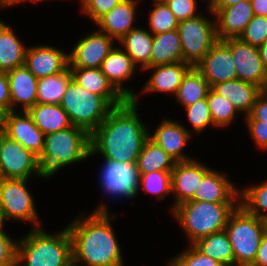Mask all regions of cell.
<instances>
[{
  "mask_svg": "<svg viewBox=\"0 0 267 266\" xmlns=\"http://www.w3.org/2000/svg\"><path fill=\"white\" fill-rule=\"evenodd\" d=\"M195 67L211 88L215 84L237 79L230 51V38L218 40Z\"/></svg>",
  "mask_w": 267,
  "mask_h": 266,
  "instance_id": "5bb4252c",
  "label": "cell"
},
{
  "mask_svg": "<svg viewBox=\"0 0 267 266\" xmlns=\"http://www.w3.org/2000/svg\"><path fill=\"white\" fill-rule=\"evenodd\" d=\"M11 111L9 80L6 72H0V114Z\"/></svg>",
  "mask_w": 267,
  "mask_h": 266,
  "instance_id": "7dc6e473",
  "label": "cell"
},
{
  "mask_svg": "<svg viewBox=\"0 0 267 266\" xmlns=\"http://www.w3.org/2000/svg\"><path fill=\"white\" fill-rule=\"evenodd\" d=\"M185 109L188 120L197 134L203 131L208 125L213 124L207 97L195 102L193 105L185 107Z\"/></svg>",
  "mask_w": 267,
  "mask_h": 266,
  "instance_id": "ab89813d",
  "label": "cell"
},
{
  "mask_svg": "<svg viewBox=\"0 0 267 266\" xmlns=\"http://www.w3.org/2000/svg\"><path fill=\"white\" fill-rule=\"evenodd\" d=\"M254 15L267 17V0H250Z\"/></svg>",
  "mask_w": 267,
  "mask_h": 266,
  "instance_id": "681fc988",
  "label": "cell"
},
{
  "mask_svg": "<svg viewBox=\"0 0 267 266\" xmlns=\"http://www.w3.org/2000/svg\"><path fill=\"white\" fill-rule=\"evenodd\" d=\"M176 161L160 146L148 138L137 159V170L140 174L151 171H172Z\"/></svg>",
  "mask_w": 267,
  "mask_h": 266,
  "instance_id": "1f68e13d",
  "label": "cell"
},
{
  "mask_svg": "<svg viewBox=\"0 0 267 266\" xmlns=\"http://www.w3.org/2000/svg\"><path fill=\"white\" fill-rule=\"evenodd\" d=\"M224 230L232 245L235 264L250 266L266 232L265 221L248 213L238 204Z\"/></svg>",
  "mask_w": 267,
  "mask_h": 266,
  "instance_id": "8992f818",
  "label": "cell"
},
{
  "mask_svg": "<svg viewBox=\"0 0 267 266\" xmlns=\"http://www.w3.org/2000/svg\"><path fill=\"white\" fill-rule=\"evenodd\" d=\"M135 65L131 57L122 49L113 47L101 64L104 73L113 87L122 94L126 100L137 103V96L133 91L123 87L121 84L131 77L135 71Z\"/></svg>",
  "mask_w": 267,
  "mask_h": 266,
  "instance_id": "d6986e66",
  "label": "cell"
},
{
  "mask_svg": "<svg viewBox=\"0 0 267 266\" xmlns=\"http://www.w3.org/2000/svg\"><path fill=\"white\" fill-rule=\"evenodd\" d=\"M196 3V0H168L166 2L170 11L174 14L179 22L198 16L195 14L197 7Z\"/></svg>",
  "mask_w": 267,
  "mask_h": 266,
  "instance_id": "7bdbcfd3",
  "label": "cell"
},
{
  "mask_svg": "<svg viewBox=\"0 0 267 266\" xmlns=\"http://www.w3.org/2000/svg\"><path fill=\"white\" fill-rule=\"evenodd\" d=\"M250 266H267V232L263 235L256 258Z\"/></svg>",
  "mask_w": 267,
  "mask_h": 266,
  "instance_id": "c3c4849f",
  "label": "cell"
},
{
  "mask_svg": "<svg viewBox=\"0 0 267 266\" xmlns=\"http://www.w3.org/2000/svg\"><path fill=\"white\" fill-rule=\"evenodd\" d=\"M210 169L191 158L188 161L176 162L171 171L172 193L176 195L174 207L193 198L203 176Z\"/></svg>",
  "mask_w": 267,
  "mask_h": 266,
  "instance_id": "e0dca14e",
  "label": "cell"
},
{
  "mask_svg": "<svg viewBox=\"0 0 267 266\" xmlns=\"http://www.w3.org/2000/svg\"><path fill=\"white\" fill-rule=\"evenodd\" d=\"M168 266H224L207 255L202 254L193 244L180 255H176Z\"/></svg>",
  "mask_w": 267,
  "mask_h": 266,
  "instance_id": "60d3db41",
  "label": "cell"
},
{
  "mask_svg": "<svg viewBox=\"0 0 267 266\" xmlns=\"http://www.w3.org/2000/svg\"><path fill=\"white\" fill-rule=\"evenodd\" d=\"M32 173L44 177L38 157L0 131V178L28 179Z\"/></svg>",
  "mask_w": 267,
  "mask_h": 266,
  "instance_id": "30bf717a",
  "label": "cell"
},
{
  "mask_svg": "<svg viewBox=\"0 0 267 266\" xmlns=\"http://www.w3.org/2000/svg\"><path fill=\"white\" fill-rule=\"evenodd\" d=\"M122 0H81L82 12L87 14L94 22L108 13Z\"/></svg>",
  "mask_w": 267,
  "mask_h": 266,
  "instance_id": "b9f144b4",
  "label": "cell"
},
{
  "mask_svg": "<svg viewBox=\"0 0 267 266\" xmlns=\"http://www.w3.org/2000/svg\"><path fill=\"white\" fill-rule=\"evenodd\" d=\"M216 16L218 40L239 38L245 27L254 17L250 1H241L225 8H209Z\"/></svg>",
  "mask_w": 267,
  "mask_h": 266,
  "instance_id": "ac0fdd59",
  "label": "cell"
},
{
  "mask_svg": "<svg viewBox=\"0 0 267 266\" xmlns=\"http://www.w3.org/2000/svg\"><path fill=\"white\" fill-rule=\"evenodd\" d=\"M150 67L183 61L178 30L153 35Z\"/></svg>",
  "mask_w": 267,
  "mask_h": 266,
  "instance_id": "4316f807",
  "label": "cell"
},
{
  "mask_svg": "<svg viewBox=\"0 0 267 266\" xmlns=\"http://www.w3.org/2000/svg\"><path fill=\"white\" fill-rule=\"evenodd\" d=\"M240 191L222 173L210 169L202 178L191 200L212 203H238Z\"/></svg>",
  "mask_w": 267,
  "mask_h": 266,
  "instance_id": "ffe728a7",
  "label": "cell"
},
{
  "mask_svg": "<svg viewBox=\"0 0 267 266\" xmlns=\"http://www.w3.org/2000/svg\"><path fill=\"white\" fill-rule=\"evenodd\" d=\"M190 137L189 131L177 121L164 120L153 135L149 134V138L168 153L176 162L191 160L183 155L184 149Z\"/></svg>",
  "mask_w": 267,
  "mask_h": 266,
  "instance_id": "cb8c5ba5",
  "label": "cell"
},
{
  "mask_svg": "<svg viewBox=\"0 0 267 266\" xmlns=\"http://www.w3.org/2000/svg\"><path fill=\"white\" fill-rule=\"evenodd\" d=\"M104 204L83 220L79 216L67 226L72 239V263L86 266H123L121 249L111 227L112 214Z\"/></svg>",
  "mask_w": 267,
  "mask_h": 266,
  "instance_id": "7a4b0ae2",
  "label": "cell"
},
{
  "mask_svg": "<svg viewBox=\"0 0 267 266\" xmlns=\"http://www.w3.org/2000/svg\"><path fill=\"white\" fill-rule=\"evenodd\" d=\"M239 198L242 199L239 205L248 213L263 221L267 220V182L240 191ZM260 209L265 212H261Z\"/></svg>",
  "mask_w": 267,
  "mask_h": 266,
  "instance_id": "e575fe53",
  "label": "cell"
},
{
  "mask_svg": "<svg viewBox=\"0 0 267 266\" xmlns=\"http://www.w3.org/2000/svg\"><path fill=\"white\" fill-rule=\"evenodd\" d=\"M153 34L145 29L134 28L124 35L120 40L125 52L131 57L133 63L139 64L145 69L150 67Z\"/></svg>",
  "mask_w": 267,
  "mask_h": 266,
  "instance_id": "f546056e",
  "label": "cell"
},
{
  "mask_svg": "<svg viewBox=\"0 0 267 266\" xmlns=\"http://www.w3.org/2000/svg\"><path fill=\"white\" fill-rule=\"evenodd\" d=\"M18 114L10 111L2 115L1 132L39 158L44 149L45 134L35 125L28 112Z\"/></svg>",
  "mask_w": 267,
  "mask_h": 266,
  "instance_id": "4fadbf2b",
  "label": "cell"
},
{
  "mask_svg": "<svg viewBox=\"0 0 267 266\" xmlns=\"http://www.w3.org/2000/svg\"><path fill=\"white\" fill-rule=\"evenodd\" d=\"M71 80L69 67L62 73L38 79L36 103L60 104Z\"/></svg>",
  "mask_w": 267,
  "mask_h": 266,
  "instance_id": "836d02e7",
  "label": "cell"
},
{
  "mask_svg": "<svg viewBox=\"0 0 267 266\" xmlns=\"http://www.w3.org/2000/svg\"><path fill=\"white\" fill-rule=\"evenodd\" d=\"M237 206L236 203L189 200L171 209L193 244L200 238L223 231Z\"/></svg>",
  "mask_w": 267,
  "mask_h": 266,
  "instance_id": "5b68a950",
  "label": "cell"
},
{
  "mask_svg": "<svg viewBox=\"0 0 267 266\" xmlns=\"http://www.w3.org/2000/svg\"><path fill=\"white\" fill-rule=\"evenodd\" d=\"M239 39L255 47L261 46L267 40V17L254 15Z\"/></svg>",
  "mask_w": 267,
  "mask_h": 266,
  "instance_id": "f35d334b",
  "label": "cell"
},
{
  "mask_svg": "<svg viewBox=\"0 0 267 266\" xmlns=\"http://www.w3.org/2000/svg\"><path fill=\"white\" fill-rule=\"evenodd\" d=\"M155 8L150 13V27L152 34H160L172 30H177L179 21L170 11L166 3L155 4Z\"/></svg>",
  "mask_w": 267,
  "mask_h": 266,
  "instance_id": "74e56055",
  "label": "cell"
},
{
  "mask_svg": "<svg viewBox=\"0 0 267 266\" xmlns=\"http://www.w3.org/2000/svg\"><path fill=\"white\" fill-rule=\"evenodd\" d=\"M29 179L0 178V214L4 220L31 221L38 228L36 207L26 182Z\"/></svg>",
  "mask_w": 267,
  "mask_h": 266,
  "instance_id": "9c48e42d",
  "label": "cell"
},
{
  "mask_svg": "<svg viewBox=\"0 0 267 266\" xmlns=\"http://www.w3.org/2000/svg\"><path fill=\"white\" fill-rule=\"evenodd\" d=\"M155 4L166 3L168 0H154Z\"/></svg>",
  "mask_w": 267,
  "mask_h": 266,
  "instance_id": "11a10c76",
  "label": "cell"
},
{
  "mask_svg": "<svg viewBox=\"0 0 267 266\" xmlns=\"http://www.w3.org/2000/svg\"><path fill=\"white\" fill-rule=\"evenodd\" d=\"M27 112L45 135L73 126L68 114L60 104L36 103Z\"/></svg>",
  "mask_w": 267,
  "mask_h": 266,
  "instance_id": "83f0119b",
  "label": "cell"
},
{
  "mask_svg": "<svg viewBox=\"0 0 267 266\" xmlns=\"http://www.w3.org/2000/svg\"><path fill=\"white\" fill-rule=\"evenodd\" d=\"M211 87L196 67H191L183 77L176 95L179 103L184 107L207 97Z\"/></svg>",
  "mask_w": 267,
  "mask_h": 266,
  "instance_id": "d6a6232c",
  "label": "cell"
},
{
  "mask_svg": "<svg viewBox=\"0 0 267 266\" xmlns=\"http://www.w3.org/2000/svg\"><path fill=\"white\" fill-rule=\"evenodd\" d=\"M2 115L0 114V131H1Z\"/></svg>",
  "mask_w": 267,
  "mask_h": 266,
  "instance_id": "6f0895ef",
  "label": "cell"
},
{
  "mask_svg": "<svg viewBox=\"0 0 267 266\" xmlns=\"http://www.w3.org/2000/svg\"><path fill=\"white\" fill-rule=\"evenodd\" d=\"M246 122L250 135L257 146L267 149V123L261 120H247Z\"/></svg>",
  "mask_w": 267,
  "mask_h": 266,
  "instance_id": "f6af8a7d",
  "label": "cell"
},
{
  "mask_svg": "<svg viewBox=\"0 0 267 266\" xmlns=\"http://www.w3.org/2000/svg\"><path fill=\"white\" fill-rule=\"evenodd\" d=\"M9 80L11 111H16V103H21L23 111L36 104L38 79L25 66H19L6 72Z\"/></svg>",
  "mask_w": 267,
  "mask_h": 266,
  "instance_id": "7402d4cb",
  "label": "cell"
},
{
  "mask_svg": "<svg viewBox=\"0 0 267 266\" xmlns=\"http://www.w3.org/2000/svg\"><path fill=\"white\" fill-rule=\"evenodd\" d=\"M191 67L190 64L182 61L145 68L144 70L154 69V73L145 84L144 91H163L176 94L184 75Z\"/></svg>",
  "mask_w": 267,
  "mask_h": 266,
  "instance_id": "484cf974",
  "label": "cell"
},
{
  "mask_svg": "<svg viewBox=\"0 0 267 266\" xmlns=\"http://www.w3.org/2000/svg\"><path fill=\"white\" fill-rule=\"evenodd\" d=\"M136 3V0H122L118 3L95 22L100 27L99 31L119 41L136 28L132 25L136 18Z\"/></svg>",
  "mask_w": 267,
  "mask_h": 266,
  "instance_id": "603a6c76",
  "label": "cell"
},
{
  "mask_svg": "<svg viewBox=\"0 0 267 266\" xmlns=\"http://www.w3.org/2000/svg\"><path fill=\"white\" fill-rule=\"evenodd\" d=\"M261 60L263 62L264 68L267 71V40L258 47Z\"/></svg>",
  "mask_w": 267,
  "mask_h": 266,
  "instance_id": "816d5d0a",
  "label": "cell"
},
{
  "mask_svg": "<svg viewBox=\"0 0 267 266\" xmlns=\"http://www.w3.org/2000/svg\"><path fill=\"white\" fill-rule=\"evenodd\" d=\"M101 171L100 181L104 192L114 197H136L140 185V173L136 163L105 160Z\"/></svg>",
  "mask_w": 267,
  "mask_h": 266,
  "instance_id": "8fae6325",
  "label": "cell"
},
{
  "mask_svg": "<svg viewBox=\"0 0 267 266\" xmlns=\"http://www.w3.org/2000/svg\"><path fill=\"white\" fill-rule=\"evenodd\" d=\"M90 153V134L73 125L45 135L44 149L38 162L44 178H47L66 165L88 158Z\"/></svg>",
  "mask_w": 267,
  "mask_h": 266,
  "instance_id": "277c9868",
  "label": "cell"
},
{
  "mask_svg": "<svg viewBox=\"0 0 267 266\" xmlns=\"http://www.w3.org/2000/svg\"><path fill=\"white\" fill-rule=\"evenodd\" d=\"M246 120H261L267 123V89L263 90L255 104L252 107L251 112L246 116Z\"/></svg>",
  "mask_w": 267,
  "mask_h": 266,
  "instance_id": "bcb514c9",
  "label": "cell"
},
{
  "mask_svg": "<svg viewBox=\"0 0 267 266\" xmlns=\"http://www.w3.org/2000/svg\"><path fill=\"white\" fill-rule=\"evenodd\" d=\"M183 62L195 67L218 41L216 22L197 16L180 21L177 28Z\"/></svg>",
  "mask_w": 267,
  "mask_h": 266,
  "instance_id": "ba28073f",
  "label": "cell"
},
{
  "mask_svg": "<svg viewBox=\"0 0 267 266\" xmlns=\"http://www.w3.org/2000/svg\"><path fill=\"white\" fill-rule=\"evenodd\" d=\"M17 242L5 232L0 234V266H17Z\"/></svg>",
  "mask_w": 267,
  "mask_h": 266,
  "instance_id": "ee69618b",
  "label": "cell"
},
{
  "mask_svg": "<svg viewBox=\"0 0 267 266\" xmlns=\"http://www.w3.org/2000/svg\"><path fill=\"white\" fill-rule=\"evenodd\" d=\"M60 106L74 126L83 128L90 135L113 109L102 96L87 91L73 80L69 82Z\"/></svg>",
  "mask_w": 267,
  "mask_h": 266,
  "instance_id": "52a82bcc",
  "label": "cell"
},
{
  "mask_svg": "<svg viewBox=\"0 0 267 266\" xmlns=\"http://www.w3.org/2000/svg\"><path fill=\"white\" fill-rule=\"evenodd\" d=\"M72 80L89 92L102 96L113 108L127 100L106 78L100 68L69 67Z\"/></svg>",
  "mask_w": 267,
  "mask_h": 266,
  "instance_id": "44dd1931",
  "label": "cell"
},
{
  "mask_svg": "<svg viewBox=\"0 0 267 266\" xmlns=\"http://www.w3.org/2000/svg\"><path fill=\"white\" fill-rule=\"evenodd\" d=\"M230 51L237 79L267 89V71L264 68L258 47L230 38Z\"/></svg>",
  "mask_w": 267,
  "mask_h": 266,
  "instance_id": "7c38bea8",
  "label": "cell"
},
{
  "mask_svg": "<svg viewBox=\"0 0 267 266\" xmlns=\"http://www.w3.org/2000/svg\"><path fill=\"white\" fill-rule=\"evenodd\" d=\"M113 38L102 32H93L78 41L69 53V67L100 68L112 50Z\"/></svg>",
  "mask_w": 267,
  "mask_h": 266,
  "instance_id": "9a60e30c",
  "label": "cell"
},
{
  "mask_svg": "<svg viewBox=\"0 0 267 266\" xmlns=\"http://www.w3.org/2000/svg\"><path fill=\"white\" fill-rule=\"evenodd\" d=\"M225 266H249V265H242V264H231V265H225Z\"/></svg>",
  "mask_w": 267,
  "mask_h": 266,
  "instance_id": "9f6ffc18",
  "label": "cell"
},
{
  "mask_svg": "<svg viewBox=\"0 0 267 266\" xmlns=\"http://www.w3.org/2000/svg\"><path fill=\"white\" fill-rule=\"evenodd\" d=\"M137 103L127 100L114 107L90 135V156L100 152L104 160L137 163L149 133L138 116Z\"/></svg>",
  "mask_w": 267,
  "mask_h": 266,
  "instance_id": "6da1fadb",
  "label": "cell"
},
{
  "mask_svg": "<svg viewBox=\"0 0 267 266\" xmlns=\"http://www.w3.org/2000/svg\"><path fill=\"white\" fill-rule=\"evenodd\" d=\"M212 89L219 95L227 98L238 111L251 112L259 94L263 89L240 79L215 84Z\"/></svg>",
  "mask_w": 267,
  "mask_h": 266,
  "instance_id": "d4e9b609",
  "label": "cell"
},
{
  "mask_svg": "<svg viewBox=\"0 0 267 266\" xmlns=\"http://www.w3.org/2000/svg\"><path fill=\"white\" fill-rule=\"evenodd\" d=\"M145 192L156 194L157 199H164L166 194L172 193L171 171H151L140 174V183Z\"/></svg>",
  "mask_w": 267,
  "mask_h": 266,
  "instance_id": "8d00e7d4",
  "label": "cell"
},
{
  "mask_svg": "<svg viewBox=\"0 0 267 266\" xmlns=\"http://www.w3.org/2000/svg\"><path fill=\"white\" fill-rule=\"evenodd\" d=\"M69 266H78V265H75L74 263H71Z\"/></svg>",
  "mask_w": 267,
  "mask_h": 266,
  "instance_id": "680465c9",
  "label": "cell"
},
{
  "mask_svg": "<svg viewBox=\"0 0 267 266\" xmlns=\"http://www.w3.org/2000/svg\"><path fill=\"white\" fill-rule=\"evenodd\" d=\"M22 1H34L37 2L38 0H0V7L9 6L13 4H19Z\"/></svg>",
  "mask_w": 267,
  "mask_h": 266,
  "instance_id": "f5cc1de1",
  "label": "cell"
},
{
  "mask_svg": "<svg viewBox=\"0 0 267 266\" xmlns=\"http://www.w3.org/2000/svg\"><path fill=\"white\" fill-rule=\"evenodd\" d=\"M193 245L224 266L235 264L232 245L225 230L200 238Z\"/></svg>",
  "mask_w": 267,
  "mask_h": 266,
  "instance_id": "4dcf8cb0",
  "label": "cell"
},
{
  "mask_svg": "<svg viewBox=\"0 0 267 266\" xmlns=\"http://www.w3.org/2000/svg\"><path fill=\"white\" fill-rule=\"evenodd\" d=\"M241 1H250V0H211L209 2V8H225L235 5Z\"/></svg>",
  "mask_w": 267,
  "mask_h": 266,
  "instance_id": "f907efd6",
  "label": "cell"
},
{
  "mask_svg": "<svg viewBox=\"0 0 267 266\" xmlns=\"http://www.w3.org/2000/svg\"><path fill=\"white\" fill-rule=\"evenodd\" d=\"M26 51L10 26L0 21V72L24 65Z\"/></svg>",
  "mask_w": 267,
  "mask_h": 266,
  "instance_id": "f1b7e54d",
  "label": "cell"
},
{
  "mask_svg": "<svg viewBox=\"0 0 267 266\" xmlns=\"http://www.w3.org/2000/svg\"><path fill=\"white\" fill-rule=\"evenodd\" d=\"M69 266L72 263V239L68 228L48 234L41 227L33 228L17 242V266Z\"/></svg>",
  "mask_w": 267,
  "mask_h": 266,
  "instance_id": "3957f363",
  "label": "cell"
},
{
  "mask_svg": "<svg viewBox=\"0 0 267 266\" xmlns=\"http://www.w3.org/2000/svg\"><path fill=\"white\" fill-rule=\"evenodd\" d=\"M24 65L37 78L62 73L69 67V54L51 46L27 48Z\"/></svg>",
  "mask_w": 267,
  "mask_h": 266,
  "instance_id": "2e32d148",
  "label": "cell"
},
{
  "mask_svg": "<svg viewBox=\"0 0 267 266\" xmlns=\"http://www.w3.org/2000/svg\"><path fill=\"white\" fill-rule=\"evenodd\" d=\"M207 101L214 126H228L238 112L227 98L219 95L212 88L207 93Z\"/></svg>",
  "mask_w": 267,
  "mask_h": 266,
  "instance_id": "d590c367",
  "label": "cell"
},
{
  "mask_svg": "<svg viewBox=\"0 0 267 266\" xmlns=\"http://www.w3.org/2000/svg\"><path fill=\"white\" fill-rule=\"evenodd\" d=\"M4 218L3 216L0 214V234H3L4 231H3V224H4Z\"/></svg>",
  "mask_w": 267,
  "mask_h": 266,
  "instance_id": "db71d44e",
  "label": "cell"
}]
</instances>
